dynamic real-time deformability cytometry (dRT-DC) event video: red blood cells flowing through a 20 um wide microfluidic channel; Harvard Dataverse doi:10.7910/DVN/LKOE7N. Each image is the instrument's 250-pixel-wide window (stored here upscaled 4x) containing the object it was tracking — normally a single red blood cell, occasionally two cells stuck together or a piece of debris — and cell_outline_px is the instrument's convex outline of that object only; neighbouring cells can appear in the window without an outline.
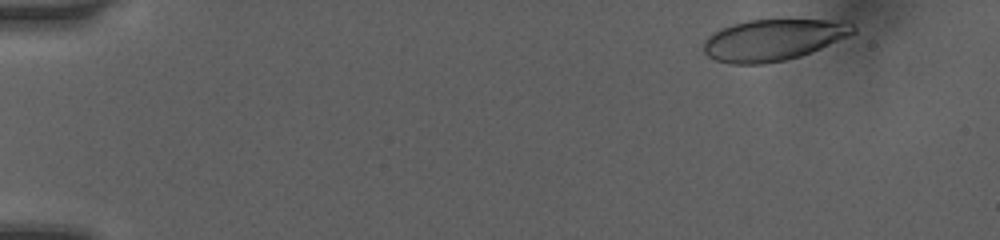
{"species": "human", "species_latin": "Homo sapiens", "temperature_condition": "room temperature", "stored_images_in_passage": 6, "camera_frame_rate_fps": 3000, "um_per_image_px": 0.085, "donor": {"sex": "female"}, "frame": {"image": 1, "passage_image": 1, "time_ms": 0.0, "image_size_px": [1000, 240], "cell_outline_px": [[856, 32], [848, 36], [820, 48], [800, 56], [784, 60], [764, 64], [732, 64], [716, 60], [708, 56], [704, 52], [704, 40], [708, 36], [720, 28], [732, 24], [748, 20], [848, 20], [856, 28]], "centroid_in_image_um": [65.72, 3.38], "position_along_channel_um": 19.3, "area_um2": 36.01}}
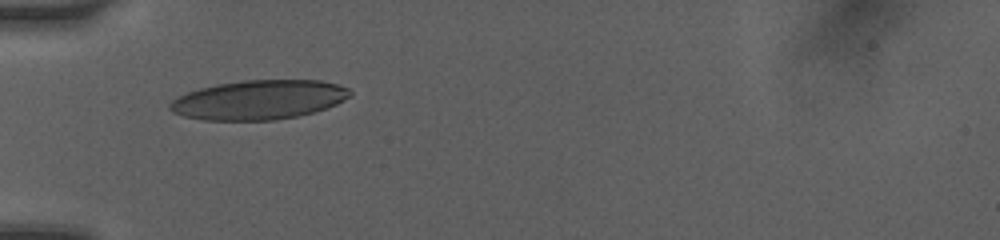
{"frame": {"image": 2, "passage_image": 5, "time_ms": 4.0, "image_size_px": [1000, 240], "cell_outline_px": [[352, 96], [336, 104], [312, 112], [296, 116], [272, 120], [204, 120], [184, 116], [172, 112], [168, 108], [168, 104], [172, 100], [188, 92], [200, 88], [216, 84], [240, 80], [320, 80], [336, 84], [348, 88], [352, 92]], "centroid_in_image_um": [21.99, 8.48], "position_along_channel_um": 63.0, "area_um2": 41.21}}
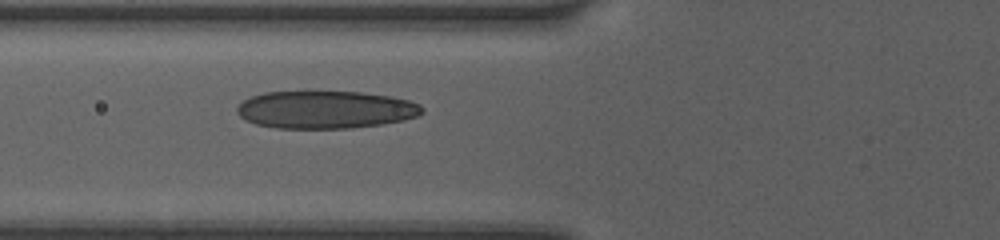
{"frame": {"image": 3, "passage_image": 6, "time_ms": 5.0, "image_size_px": [1000, 240], "cell_outline_px": [[424, 112], [416, 116], [404, 120], [380, 124], [348, 128], [276, 128], [256, 124], [244, 120], [236, 112], [236, 108], [244, 100], [252, 96], [264, 92], [360, 92], [392, 96], [408, 100], [420, 104], [424, 108]], "centroid_in_image_um": [27.67, 9.32], "position_along_channel_um": 98.1, "area_um2": 40.58}}